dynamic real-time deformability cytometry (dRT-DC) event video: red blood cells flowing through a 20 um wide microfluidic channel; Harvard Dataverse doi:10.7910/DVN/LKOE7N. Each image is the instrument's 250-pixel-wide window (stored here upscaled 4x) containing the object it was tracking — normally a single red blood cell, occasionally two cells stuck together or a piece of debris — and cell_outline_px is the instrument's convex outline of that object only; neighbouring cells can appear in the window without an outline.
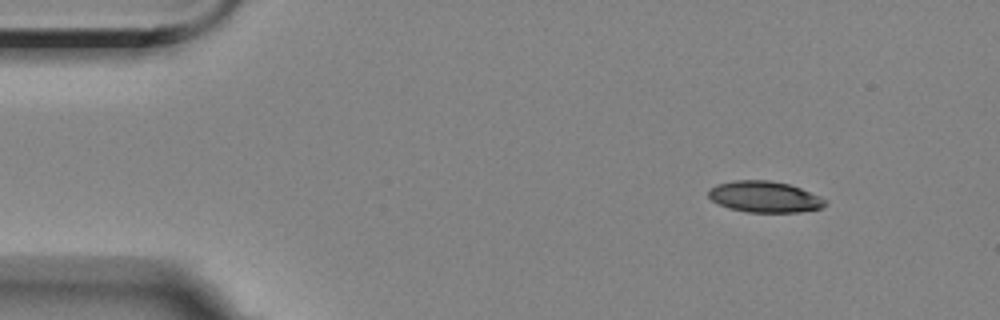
{"species": "Egyptian fruit bat (a non-hibernating species)", "species_latin": "Rousettus aegyptiacus", "temperature_condition": "room temperature", "stored_images_in_passage": 5, "segment_of_instrument_passage": [1, 2], "camera_frame_rate_fps": 3000, "um_per_image_px": 0.085, "animal": {"sex": "female"}, "frame": {"image": 1, "passage_image": 1, "time_ms": 0.0, "image_size_px": [1000, 320], "cell_outline_px": [[828, 204], [824, 208], [800, 212], [748, 212], [728, 208], [712, 200], [708, 196], [708, 188], [716, 184], [732, 180], [768, 180], [788, 184], [800, 188], [820, 196], [828, 200]], "centroid_in_image_um": [65.01, 16.73], "position_along_channel_um": 20.0, "area_um2": 21.44}}